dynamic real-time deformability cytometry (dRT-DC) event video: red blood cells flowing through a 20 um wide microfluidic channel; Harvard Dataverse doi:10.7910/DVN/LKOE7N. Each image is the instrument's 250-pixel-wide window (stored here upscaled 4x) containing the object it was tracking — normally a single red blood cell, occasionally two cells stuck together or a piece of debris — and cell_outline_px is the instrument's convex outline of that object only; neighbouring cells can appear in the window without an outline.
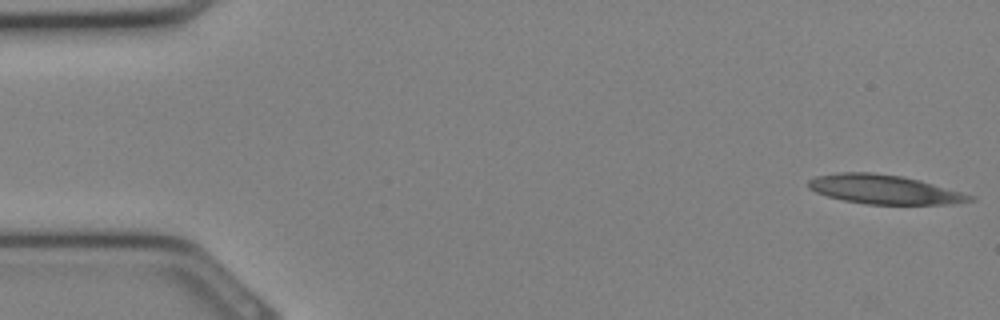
{"species": "Egyptian fruit bat (a non-hibernating species)", "species_latin": "Rousettus aegyptiacus", "temperature_condition": "cold", "stored_images_in_passage": 32, "camera_frame_rate_fps": 3000, "um_per_image_px": 0.085, "animal": {"sex": "female"}, "frame": {"image": 1, "passage_image": 1, "time_ms": 0.0, "image_size_px": [1000, 320], "cell_outline_px": [[976, 200], [952, 204], [868, 204], [844, 200], [828, 196], [816, 192], [808, 188], [808, 180], [816, 176], [840, 172], [872, 172], [904, 176], [920, 180], [960, 192], [972, 196]], "centroid_in_image_um": [75.13, 16.09], "position_along_channel_um": 9.9, "area_um2": 27.22}}
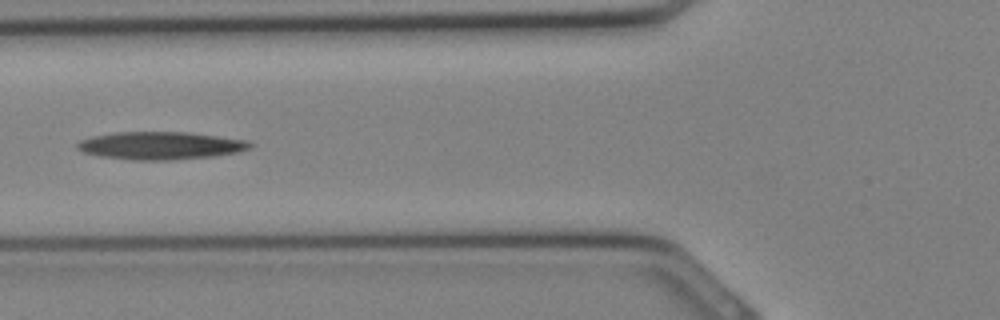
{"frame": {"image": 2, "passage_image": 12, "time_ms": 3.667, "image_size_px": [1000, 320], "cell_outline_px": [[252, 148], [240, 152], [216, 156], [172, 160], [132, 160], [100, 156], [84, 152], [76, 148], [76, 144], [80, 140], [92, 136], [116, 132], [188, 132], [248, 140], [252, 144]], "centroid_in_image_um": [13.68, 12.38], "position_along_channel_um": 112.1, "area_um2": 28.15}}
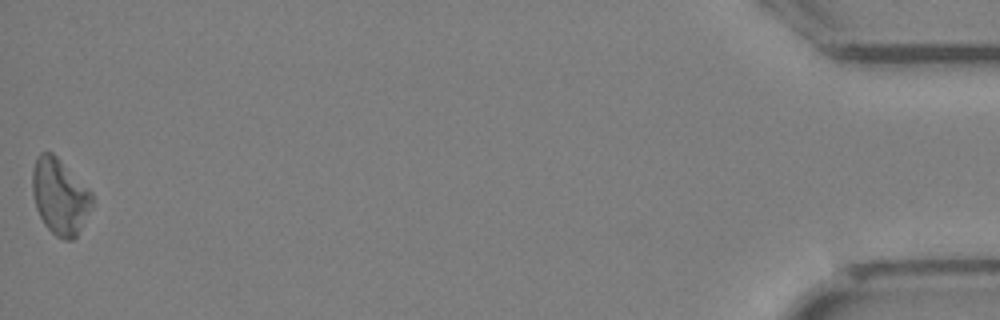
{"frame": {"image": 3, "passage_image": 32, "time_ms": 10.333, "image_size_px": [1000, 320], "cell_outline_px": [[92, 204], [76, 236], [72, 240], [64, 240], [56, 236], [44, 224], [36, 208], [32, 192], [32, 172], [36, 156], [40, 152], [52, 152], [92, 192]], "centroid_in_image_um": [5.05, 16.68], "position_along_channel_um": 430.1, "area_um2": 26.07}}